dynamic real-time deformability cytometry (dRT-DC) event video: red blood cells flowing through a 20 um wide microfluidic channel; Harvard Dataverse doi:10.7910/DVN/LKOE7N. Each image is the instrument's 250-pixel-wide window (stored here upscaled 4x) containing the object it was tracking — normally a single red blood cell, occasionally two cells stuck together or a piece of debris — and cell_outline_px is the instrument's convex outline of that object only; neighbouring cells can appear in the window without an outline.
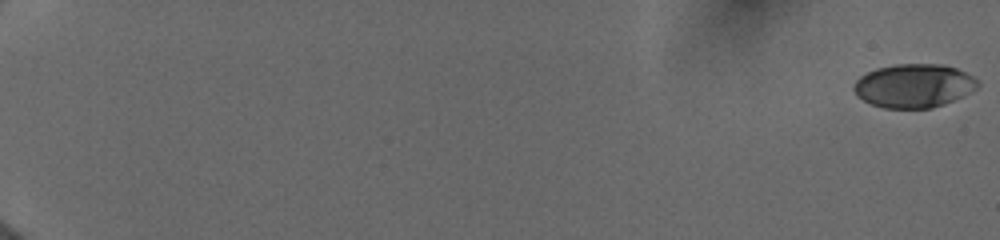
{"species": "human", "species_latin": "Homo sapiens", "temperature_condition": "cold", "stored_images_in_passage": 11, "camera_frame_rate_fps": 3000, "um_per_image_px": 0.085, "donor": {"sex": "female"}, "frame": {"image": 1, "passage_image": 1, "time_ms": 0.0, "image_size_px": [1000, 240], "cell_outline_px": [[980, 84], [976, 88], [964, 96], [944, 104], [932, 108], [884, 108], [872, 104], [864, 100], [852, 88], [852, 84], [860, 76], [876, 68], [896, 64], [944, 64], [956, 68], [980, 80]], "centroid_in_image_um": [77.7, 7.28], "position_along_channel_um": 7.3, "area_um2": 31.56}}